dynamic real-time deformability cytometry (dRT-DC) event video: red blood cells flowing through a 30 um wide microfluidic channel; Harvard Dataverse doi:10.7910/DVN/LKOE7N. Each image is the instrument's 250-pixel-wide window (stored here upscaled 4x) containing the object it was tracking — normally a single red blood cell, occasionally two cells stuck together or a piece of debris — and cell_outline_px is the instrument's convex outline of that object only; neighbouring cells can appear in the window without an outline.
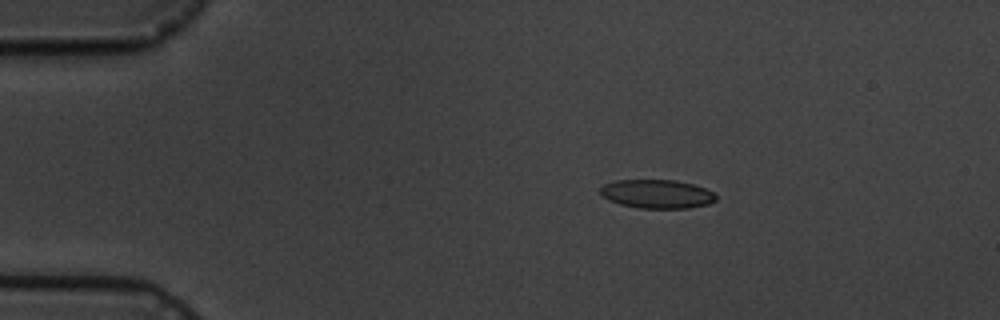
{"species": "common noctule bat (a hibernating species)", "species_latin": "Nyctalus noctula", "temperature_condition": "cold", "stored_images_in_passage": 5, "camera_frame_rate_fps": 3000, "um_per_image_px": 0.085, "animal": {"sex": "male", "body_mass_g": 19.5, "forearm_length_mm": 54.6}, "frame": {"image": 1, "passage_image": 3, "time_ms": 3.333, "image_size_px": [1000, 320], "cell_outline_px": [[716, 200], [708, 204], [688, 208], [640, 208], [620, 204], [608, 200], [600, 192], [600, 188], [604, 184], [616, 180], [676, 180], [692, 184], [704, 188], [712, 192], [716, 196]], "centroid_in_image_um": [55.83, 16.48], "position_along_channel_um": 29.2, "area_um2": 19.25}}